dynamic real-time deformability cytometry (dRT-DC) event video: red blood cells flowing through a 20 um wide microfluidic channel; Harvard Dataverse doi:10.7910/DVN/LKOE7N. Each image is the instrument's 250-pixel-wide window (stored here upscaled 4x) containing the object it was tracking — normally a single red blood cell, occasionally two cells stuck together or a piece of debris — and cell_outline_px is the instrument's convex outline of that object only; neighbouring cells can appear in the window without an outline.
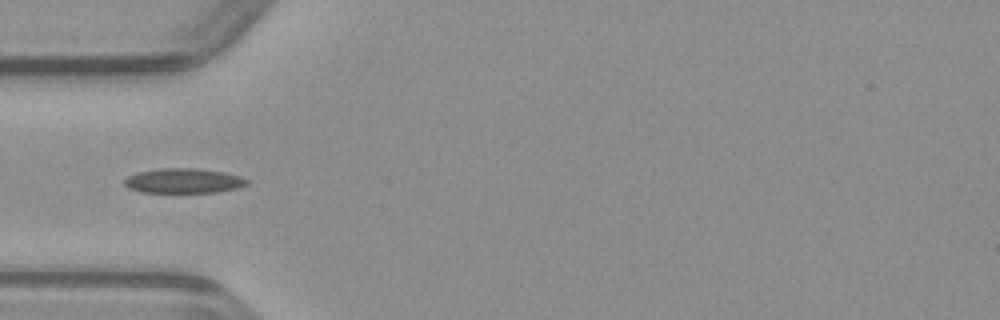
{"species": "common noctule bat (a hibernating species)", "species_latin": "Nyctalus noctula", "temperature_condition": "warm", "stored_images_in_passage": 43, "camera_frame_rate_fps": 3000, "um_per_image_px": 0.085, "animal": {"sex": "male", "body_mass_g": 23.1, "forearm_length_mm": 52.7}, "frame": {"image": 1, "passage_image": 9, "time_ms": 2.667, "image_size_px": [1000, 320], "cell_outline_px": [[248, 184], [236, 188], [216, 192], [140, 192], [128, 188], [124, 184], [124, 180], [128, 176], [136, 172], [160, 168], [196, 168], [224, 172], [240, 176], [248, 180]], "centroid_in_image_um": [15.57, 15.36], "position_along_channel_um": 69.4, "area_um2": 17.69}}
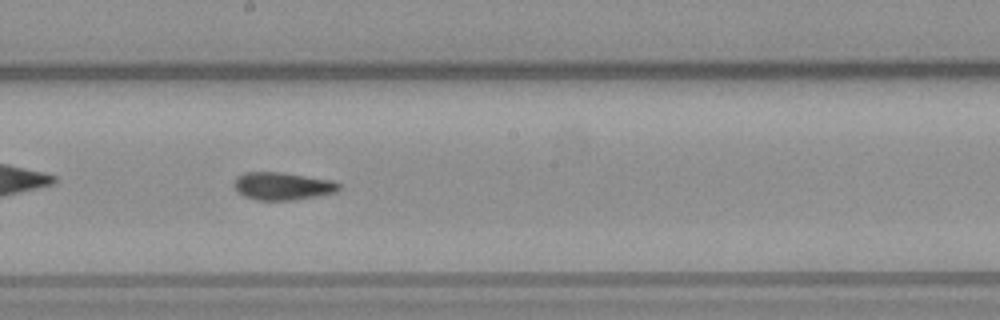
{"frame": {"image": 2, "passage_image": 20, "time_ms": 6.333, "image_size_px": [1000, 320], "cell_outline_px": [[340, 188], [336, 192], [316, 196], [292, 200], [256, 200], [244, 196], [232, 184], [236, 176], [244, 172], [280, 172], [332, 180], [340, 184]], "centroid_in_image_um": [23.99, 15.81], "position_along_channel_um": 224.2, "area_um2": 16.88}}
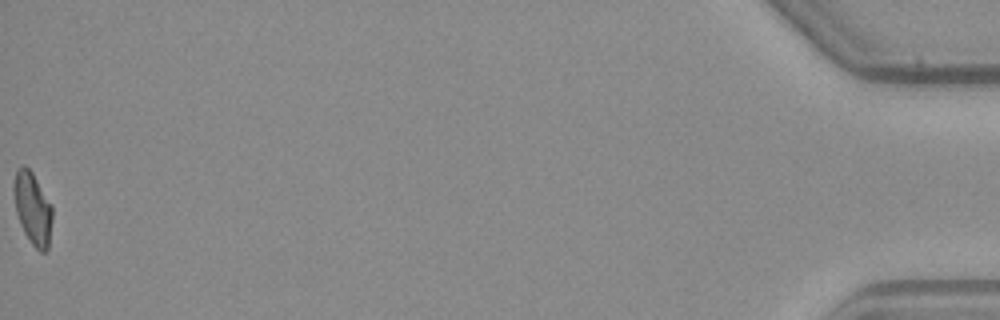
{"frame": {"image": 3, "passage_image": 43, "time_ms": 14.0, "image_size_px": [1000, 320], "cell_outline_px": [[52, 220], [48, 252], [40, 252], [32, 244], [24, 232], [20, 224], [16, 212], [12, 188], [16, 172], [24, 164], [32, 172], [52, 204]], "centroid_in_image_um": [2.78, 17.74], "position_along_channel_um": 432.4, "area_um2": 16.36}}